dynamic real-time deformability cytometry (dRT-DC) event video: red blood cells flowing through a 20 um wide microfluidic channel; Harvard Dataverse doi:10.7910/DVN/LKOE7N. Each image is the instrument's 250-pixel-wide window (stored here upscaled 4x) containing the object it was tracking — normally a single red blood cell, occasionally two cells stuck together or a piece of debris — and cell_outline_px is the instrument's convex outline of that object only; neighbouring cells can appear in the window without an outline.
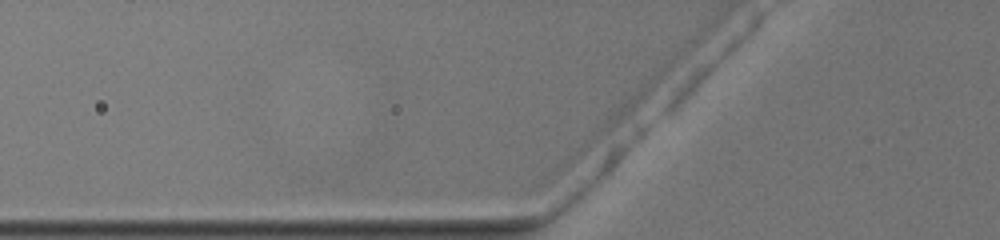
{"species": "common noctule bat (a hibernating species)", "species_latin": "Nyctalus noctula", "temperature_condition": "warm", "stored_images_in_passage": 4, "camera_frame_rate_fps": 3000, "um_per_image_px": 0.085, "animal": {"sex": "female", "body_mass_g": 19.5, "forearm_length_mm": 54.1}, "frame": {"image": 1, "passage_image": 3, "time_ms": 0.667, "image_size_px": [1000, 240], "cell_outline_px": [[488, 156], [480, 160], [344, 160], [328, 156], [324, 152], [332, 148], [368, 144], [408, 144], [472, 148], [488, 152]], "centroid_in_image_um": [34.44, 12.98], "position_along_channel_um": 91.4, "area_um2": 15.95}}